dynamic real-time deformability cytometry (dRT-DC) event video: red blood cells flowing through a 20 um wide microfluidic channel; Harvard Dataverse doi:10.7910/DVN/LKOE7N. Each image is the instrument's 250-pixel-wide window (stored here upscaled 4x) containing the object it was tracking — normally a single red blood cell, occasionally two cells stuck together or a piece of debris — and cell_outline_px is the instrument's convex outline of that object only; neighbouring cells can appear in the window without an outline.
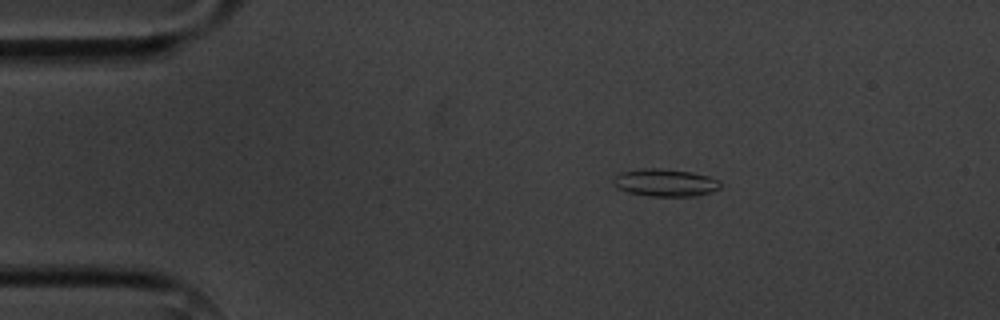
{"species": "common noctule bat (a hibernating species)", "species_latin": "Nyctalus noctula", "temperature_condition": "cold", "stored_images_in_passage": 3, "camera_frame_rate_fps": 3000, "um_per_image_px": 0.085, "animal": {"sex": "male", "body_mass_g": 20.1, "forearm_length_mm": 53.5}, "frame": {"image": 1, "passage_image": 1, "time_ms": 0.0, "image_size_px": [1000, 320], "cell_outline_px": [[720, 188], [696, 196], [652, 196], [628, 192], [616, 188], [612, 180], [620, 172], [644, 168], [660, 168], [692, 172], [708, 176], [720, 180]], "centroid_in_image_um": [56.53, 15.52], "position_along_channel_um": 28.5, "area_um2": 17.11}}